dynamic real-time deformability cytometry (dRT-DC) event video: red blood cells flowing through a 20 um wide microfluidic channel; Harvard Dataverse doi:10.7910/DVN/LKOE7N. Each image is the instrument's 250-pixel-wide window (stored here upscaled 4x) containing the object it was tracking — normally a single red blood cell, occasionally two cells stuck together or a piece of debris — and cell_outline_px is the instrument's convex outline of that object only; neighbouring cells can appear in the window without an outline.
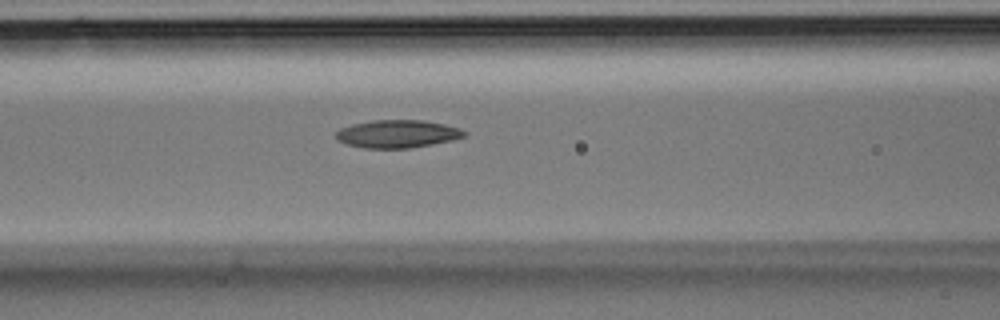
{"species": "Egyptian fruit bat (a non-hibernating species)", "species_latin": "Rousettus aegyptiacus", "temperature_condition": "room temperature", "stored_images_in_passage": 35, "camera_frame_rate_fps": 3000, "um_per_image_px": 0.085, "animal": {"sex": "male"}, "frame": {"image": 1, "passage_image": 14, "time_ms": 4.333, "image_size_px": [1000, 320], "cell_outline_px": [[468, 132], [464, 136], [452, 140], [432, 144], [408, 148], [364, 148], [348, 144], [336, 140], [336, 132], [340, 128], [352, 124], [372, 120], [424, 120], [444, 124], [460, 128]], "centroid_in_image_um": [33.78, 11.37], "position_along_channel_um": 132.8, "area_um2": 20.81}}
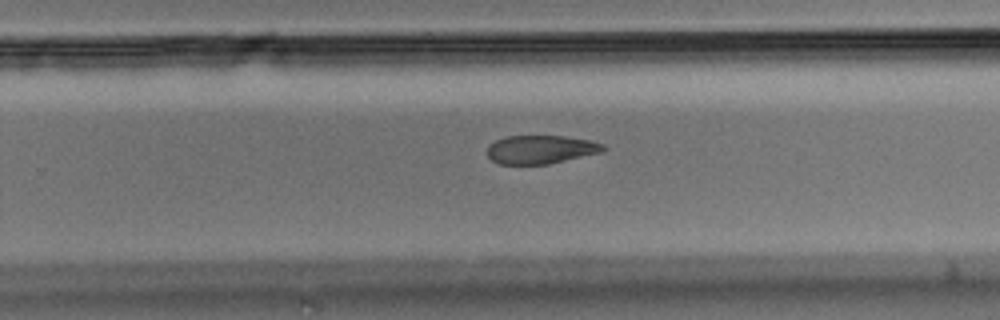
{"frame": {"image": 2, "passage_image": 22, "time_ms": 7.0, "image_size_px": [1000, 320], "cell_outline_px": [[608, 148], [604, 152], [548, 164], [500, 164], [492, 160], [488, 156], [488, 144], [496, 140], [508, 136], [564, 136], [592, 140], [604, 144]], "centroid_in_image_um": [46.02, 12.7], "position_along_channel_um": 283.8, "area_um2": 19.42}}
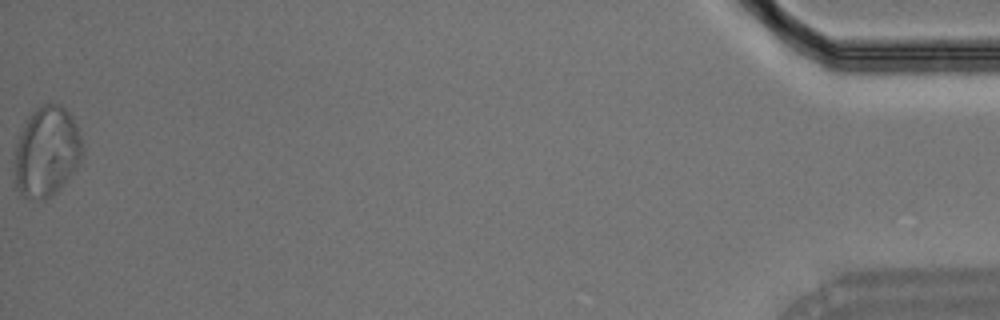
{"frame": {"image": 3, "passage_image": 35, "time_ms": 11.333, "image_size_px": [1000, 320], "cell_outline_px": [[84, 156], [60, 188], [56, 192], [44, 200], [28, 200], [16, 188], [16, 144], [20, 132], [28, 116], [36, 108], [44, 104], [60, 104], [72, 116], [80, 136], [84, 148]], "centroid_in_image_um": [3.98, 12.9], "position_along_channel_um": 431.2, "area_um2": 35.55}}